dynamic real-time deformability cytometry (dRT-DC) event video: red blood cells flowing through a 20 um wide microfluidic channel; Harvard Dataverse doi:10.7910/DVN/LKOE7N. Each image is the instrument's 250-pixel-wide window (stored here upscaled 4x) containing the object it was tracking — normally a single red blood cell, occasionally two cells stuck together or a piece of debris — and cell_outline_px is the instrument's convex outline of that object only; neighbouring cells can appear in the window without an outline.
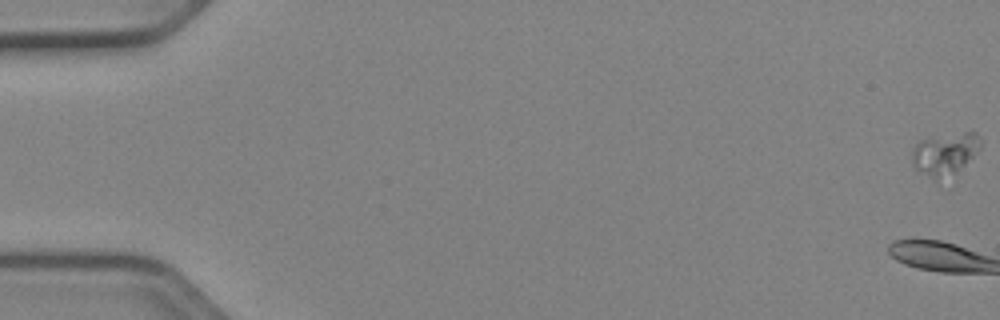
{"species": "Egyptian fruit bat (a non-hibernating species)", "species_latin": "Rousettus aegyptiacus", "temperature_condition": "cold", "stored_images_in_passage": 11, "camera_frame_rate_fps": 3000, "um_per_image_px": 0.085, "animal": {"sex": "female"}, "frame": {"image": 1, "passage_image": 1, "time_ms": 0.0, "image_size_px": [1000, 320], "cell_outline_px": [[980, 148], [964, 164], [936, 180], [916, 168], [912, 164], [912, 148], [920, 140], [964, 132], [976, 132], [980, 136]], "centroid_in_image_um": [80.29, 13.02], "position_along_channel_um": 4.7, "area_um2": 15.9}}